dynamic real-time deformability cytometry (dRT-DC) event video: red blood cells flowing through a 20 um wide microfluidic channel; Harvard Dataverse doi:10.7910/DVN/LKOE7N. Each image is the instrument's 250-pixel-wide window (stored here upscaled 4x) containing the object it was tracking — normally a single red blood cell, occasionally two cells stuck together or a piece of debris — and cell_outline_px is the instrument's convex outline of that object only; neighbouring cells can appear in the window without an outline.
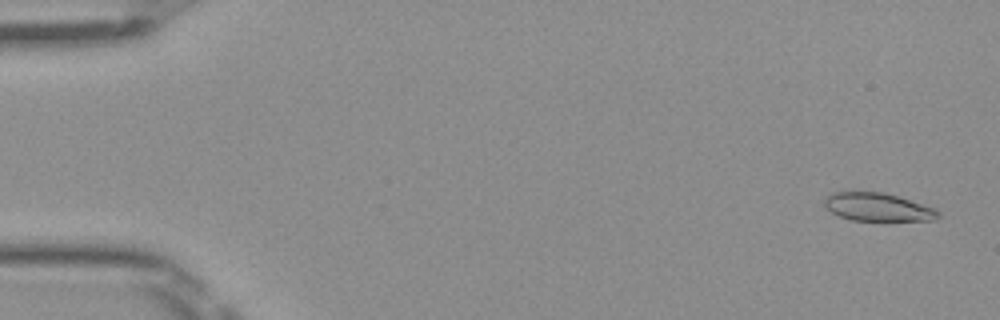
{"species": "Egyptian fruit bat (a non-hibernating species)", "species_latin": "Rousettus aegyptiacus", "temperature_condition": "room temperature", "stored_images_in_passage": 50, "camera_frame_rate_fps": 3000, "um_per_image_px": 0.085, "frame": {"image": 1, "passage_image": 2, "time_ms": 0.333, "image_size_px": [1000, 320], "cell_outline_px": [[940, 216], [936, 220], [884, 224], [852, 220], [840, 216], [832, 212], [824, 204], [824, 200], [832, 192], [884, 192], [936, 208], [940, 212]], "centroid_in_image_um": [74.72, 17.67], "position_along_channel_um": 10.3, "area_um2": 19.65}}
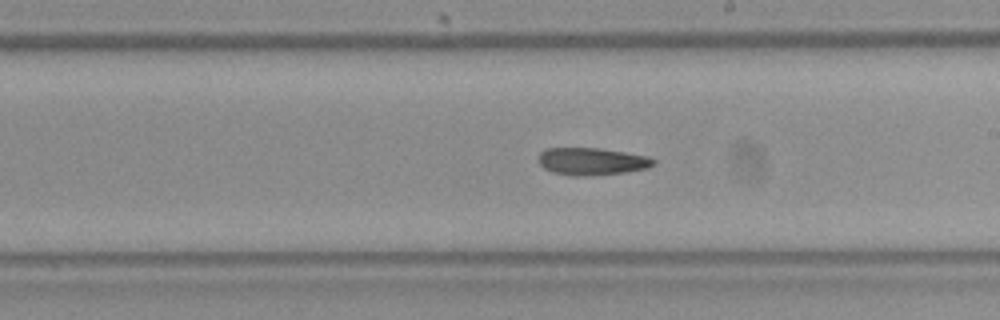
{"frame": {"image": 2, "passage_image": 29, "time_ms": 9.333, "image_size_px": [1000, 320], "cell_outline_px": [[656, 164], [648, 168], [624, 172], [584, 176], [576, 176], [552, 172], [544, 168], [540, 164], [540, 152], [544, 148], [600, 148], [648, 156], [656, 160]], "centroid_in_image_um": [50.33, 13.71], "position_along_channel_um": 238.7, "area_um2": 18.26}}
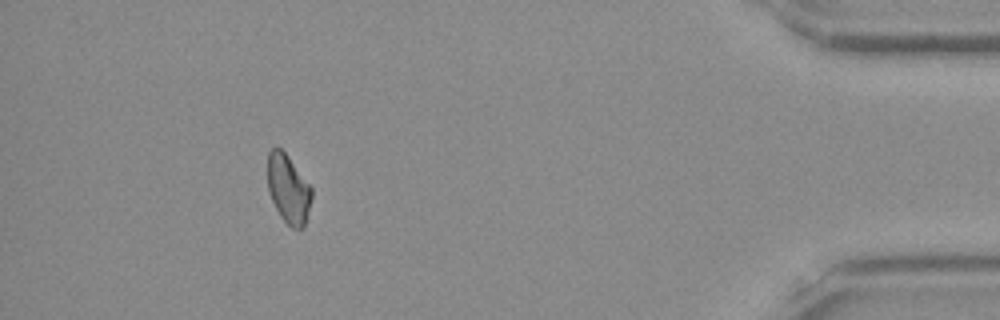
{"frame": {"image": 3, "passage_image": 46, "time_ms": 15.0, "image_size_px": [1000, 320], "cell_outline_px": [[312, 196], [304, 228], [292, 228], [280, 216], [268, 192], [268, 152], [276, 144], [288, 156], [312, 188]], "centroid_in_image_um": [24.5, 16.04], "position_along_channel_um": 410.7, "area_um2": 17.57}, "authors_computed_cell_mechanics": {"area_um2": 18.8717, "velocity_mm_per_s": 4.0387, "shape_relaxation_time_tau1_ms": 10.5564, "shape_relaxation_time_tau2_ms": 5.8147, "deformation_change_tau1": 0.1744, "deformation_change_tau2": 0.1291}}